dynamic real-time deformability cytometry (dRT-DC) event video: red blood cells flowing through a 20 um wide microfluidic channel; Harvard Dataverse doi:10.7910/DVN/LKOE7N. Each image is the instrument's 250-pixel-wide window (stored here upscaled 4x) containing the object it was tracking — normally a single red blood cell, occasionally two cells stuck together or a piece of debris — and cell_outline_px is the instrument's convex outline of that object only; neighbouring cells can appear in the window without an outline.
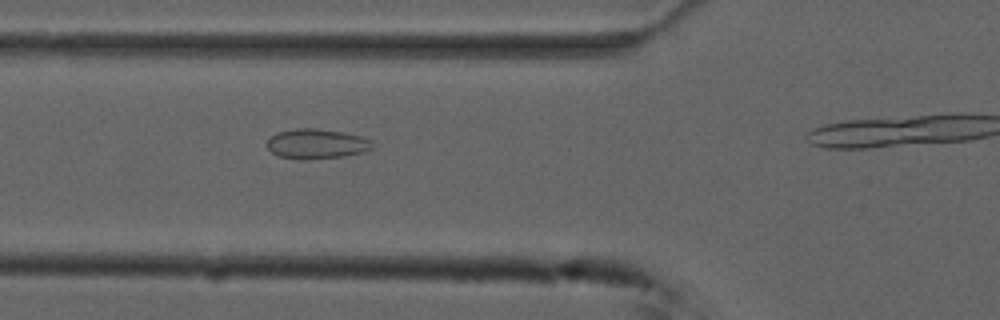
{"species": "common noctule bat (a hibernating species)", "species_latin": "Nyctalus noctula", "temperature_condition": "cold", "stored_images_in_passage": 15, "camera_frame_rate_fps": 3000, "um_per_image_px": 0.085, "animal": {"sex": "male", "forearm_length_mm": 52.5}, "frame": {"image": 1, "passage_image": 11, "time_ms": 3.333, "image_size_px": [1000, 320], "cell_outline_px": [[372, 148], [360, 152], [344, 156], [308, 160], [300, 160], [276, 156], [264, 144], [276, 132], [292, 128], [316, 128], [344, 132], [360, 136], [372, 140]], "centroid_in_image_um": [26.84, 12.22], "position_along_channel_um": 99.0, "area_um2": 18.61}}